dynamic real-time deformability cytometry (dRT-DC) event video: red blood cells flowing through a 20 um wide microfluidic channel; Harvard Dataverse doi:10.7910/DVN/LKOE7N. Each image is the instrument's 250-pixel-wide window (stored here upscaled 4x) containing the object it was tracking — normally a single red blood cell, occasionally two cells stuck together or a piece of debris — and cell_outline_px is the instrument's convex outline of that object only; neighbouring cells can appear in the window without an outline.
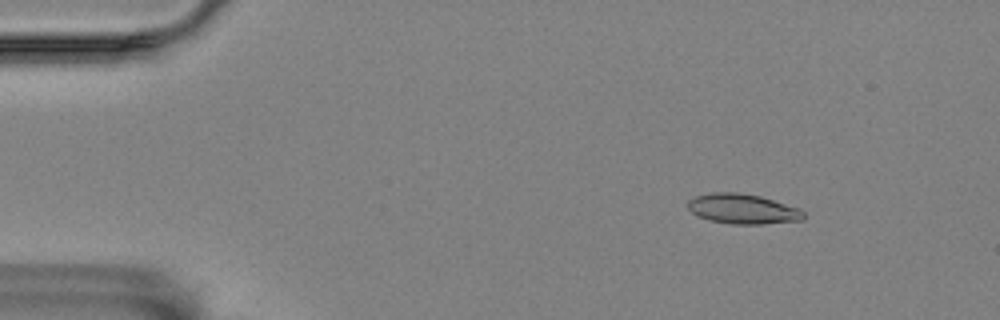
{"species": "Egyptian fruit bat (a non-hibernating species)", "species_latin": "Rousettus aegyptiacus", "temperature_condition": "room temperature", "stored_images_in_passage": 57, "camera_frame_rate_fps": 3000, "um_per_image_px": 0.085, "animal": {"sex": "female"}, "frame": {"image": 1, "passage_image": 8, "time_ms": 2.333, "image_size_px": [1000, 320], "cell_outline_px": [[804, 216], [800, 220], [760, 224], [732, 224], [712, 220], [700, 216], [692, 212], [688, 208], [688, 200], [696, 196], [712, 192], [736, 192], [760, 196], [800, 208], [804, 212]], "centroid_in_image_um": [63.14, 17.74], "position_along_channel_um": 21.9, "area_um2": 19.94}}
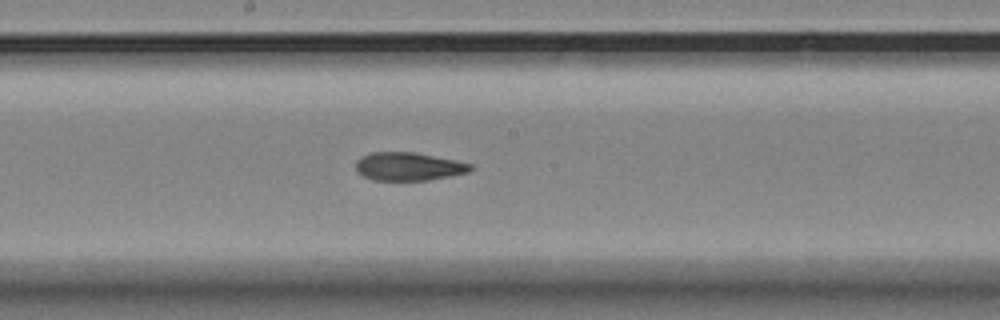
{"frame": {"image": 2, "passage_image": 31, "time_ms": 10.0, "image_size_px": [1000, 320], "cell_outline_px": [[472, 168], [468, 172], [428, 180], [372, 180], [356, 172], [356, 160], [372, 152], [412, 152], [456, 160], [472, 164]], "centroid_in_image_um": [34.7, 14.15], "position_along_channel_um": 213.5, "area_um2": 18.67}}
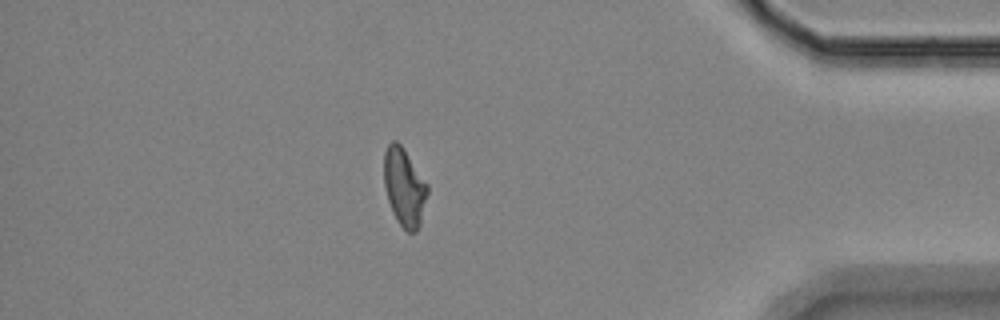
{"frame": {"image": 3, "passage_image": 50, "time_ms": 16.333, "image_size_px": [1000, 320], "cell_outline_px": [[428, 192], [420, 224], [416, 232], [408, 232], [396, 220], [392, 212], [388, 200], [384, 184], [384, 152], [388, 144], [392, 140], [396, 140], [400, 144], [428, 184]], "centroid_in_image_um": [34.36, 15.91], "position_along_channel_um": 400.8, "area_um2": 19.65}, "authors_computed_cell_mechanics": {"area_um2": 19.652, "velocity_mm_per_s": 3.5211, "shape_relaxation_time_tau1_ms": 10.3735, "shape_relaxation_time_tau2_ms": 1.8856, "deformation_change_tau1": 0.238, "deformation_change_tau2": 0.0862}}